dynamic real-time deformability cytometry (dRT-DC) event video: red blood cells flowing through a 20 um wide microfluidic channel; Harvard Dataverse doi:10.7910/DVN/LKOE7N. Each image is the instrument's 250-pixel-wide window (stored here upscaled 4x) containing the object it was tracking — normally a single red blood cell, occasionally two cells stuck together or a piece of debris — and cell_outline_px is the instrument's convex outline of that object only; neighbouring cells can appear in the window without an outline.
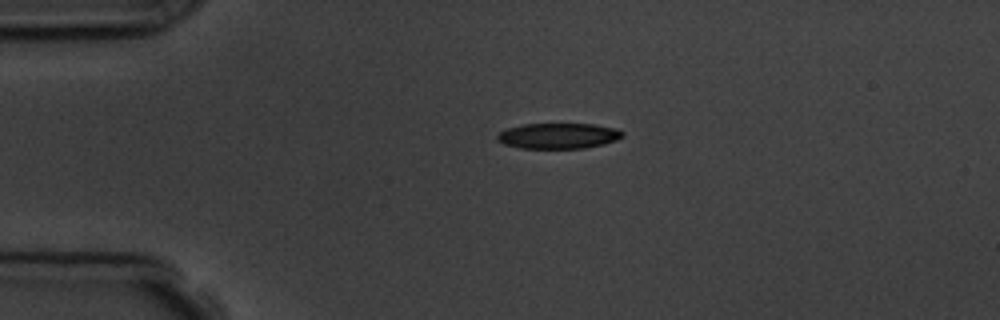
{"species": "common noctule bat (a hibernating species)", "species_latin": "Nyctalus noctula", "temperature_condition": "room temperature", "stored_images_in_passage": 2, "camera_frame_rate_fps": 3000, "um_per_image_px": 0.085, "animal": {"sex": "male", "body_mass_g": 19.5, "forearm_length_mm": 54.6}, "frame": {"image": 1, "passage_image": 1, "time_ms": 0.0, "image_size_px": [1000, 320], "cell_outline_px": [[624, 136], [616, 140], [604, 144], [584, 148], [520, 148], [504, 144], [496, 140], [496, 136], [500, 132], [508, 128], [524, 124], [596, 124], [616, 128], [624, 132]], "centroid_in_image_um": [47.48, 11.54], "position_along_channel_um": 37.5, "area_um2": 18.73}}